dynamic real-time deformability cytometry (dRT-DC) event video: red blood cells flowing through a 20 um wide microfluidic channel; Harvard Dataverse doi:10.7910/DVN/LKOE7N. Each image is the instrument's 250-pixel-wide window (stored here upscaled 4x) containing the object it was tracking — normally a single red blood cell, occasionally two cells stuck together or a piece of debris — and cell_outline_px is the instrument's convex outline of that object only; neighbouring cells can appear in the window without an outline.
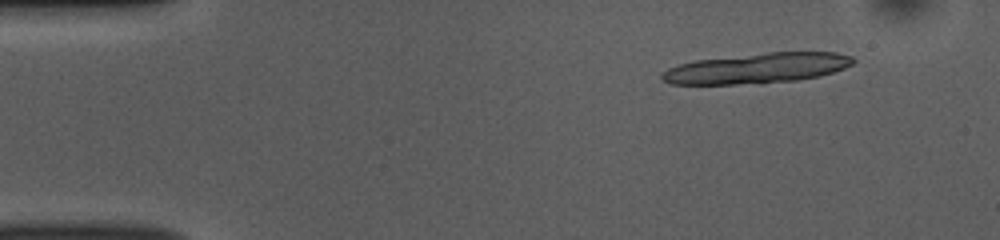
{"species": "common noctule bat (a hibernating species)", "species_latin": "Nyctalus noctula", "temperature_condition": "room temperature", "stored_images_in_passage": 19, "camera_frame_rate_fps": 3000, "um_per_image_px": 0.085, "animal": {"sex": "female", "body_mass_g": 10.0, "forearm_length_mm": 53.1}, "frame": {"image": 1, "passage_image": 5, "time_ms": 1.333, "image_size_px": [1000, 240], "cell_outline_px": [[856, 60], [852, 64], [844, 68], [820, 76], [796, 80], [760, 84], [668, 84], [660, 76], [668, 68], [692, 60], [768, 52], [836, 52], [852, 56]], "centroid_in_image_um": [64.35, 5.8], "position_along_channel_um": 20.6, "area_um2": 33.93}}